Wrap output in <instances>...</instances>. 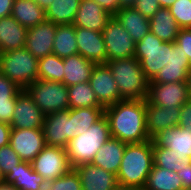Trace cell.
Segmentation results:
<instances>
[{
    "mask_svg": "<svg viewBox=\"0 0 191 190\" xmlns=\"http://www.w3.org/2000/svg\"><path fill=\"white\" fill-rule=\"evenodd\" d=\"M2 181L12 184L18 190H41L46 187L43 177L26 161L20 162L14 170L3 177Z\"/></svg>",
    "mask_w": 191,
    "mask_h": 190,
    "instance_id": "22",
    "label": "cell"
},
{
    "mask_svg": "<svg viewBox=\"0 0 191 190\" xmlns=\"http://www.w3.org/2000/svg\"><path fill=\"white\" fill-rule=\"evenodd\" d=\"M168 9L180 28H191V0H175Z\"/></svg>",
    "mask_w": 191,
    "mask_h": 190,
    "instance_id": "38",
    "label": "cell"
},
{
    "mask_svg": "<svg viewBox=\"0 0 191 190\" xmlns=\"http://www.w3.org/2000/svg\"><path fill=\"white\" fill-rule=\"evenodd\" d=\"M78 54L95 64L107 63V51L102 32L76 27Z\"/></svg>",
    "mask_w": 191,
    "mask_h": 190,
    "instance_id": "17",
    "label": "cell"
},
{
    "mask_svg": "<svg viewBox=\"0 0 191 190\" xmlns=\"http://www.w3.org/2000/svg\"><path fill=\"white\" fill-rule=\"evenodd\" d=\"M137 0H119V8H130L134 7Z\"/></svg>",
    "mask_w": 191,
    "mask_h": 190,
    "instance_id": "47",
    "label": "cell"
},
{
    "mask_svg": "<svg viewBox=\"0 0 191 190\" xmlns=\"http://www.w3.org/2000/svg\"><path fill=\"white\" fill-rule=\"evenodd\" d=\"M114 17L128 31L135 43L139 42L150 31L149 19L134 7L122 8Z\"/></svg>",
    "mask_w": 191,
    "mask_h": 190,
    "instance_id": "26",
    "label": "cell"
},
{
    "mask_svg": "<svg viewBox=\"0 0 191 190\" xmlns=\"http://www.w3.org/2000/svg\"><path fill=\"white\" fill-rule=\"evenodd\" d=\"M153 146L169 148L191 158V131L184 127H172L160 131L153 138Z\"/></svg>",
    "mask_w": 191,
    "mask_h": 190,
    "instance_id": "21",
    "label": "cell"
},
{
    "mask_svg": "<svg viewBox=\"0 0 191 190\" xmlns=\"http://www.w3.org/2000/svg\"><path fill=\"white\" fill-rule=\"evenodd\" d=\"M150 31L164 42H175L180 30L168 8L160 7L149 19Z\"/></svg>",
    "mask_w": 191,
    "mask_h": 190,
    "instance_id": "27",
    "label": "cell"
},
{
    "mask_svg": "<svg viewBox=\"0 0 191 190\" xmlns=\"http://www.w3.org/2000/svg\"><path fill=\"white\" fill-rule=\"evenodd\" d=\"M33 170L46 182L55 180L69 172L71 166L66 148L46 145L31 162Z\"/></svg>",
    "mask_w": 191,
    "mask_h": 190,
    "instance_id": "8",
    "label": "cell"
},
{
    "mask_svg": "<svg viewBox=\"0 0 191 190\" xmlns=\"http://www.w3.org/2000/svg\"><path fill=\"white\" fill-rule=\"evenodd\" d=\"M106 64L112 71L119 94L123 99H146L149 80L135 57L110 60Z\"/></svg>",
    "mask_w": 191,
    "mask_h": 190,
    "instance_id": "3",
    "label": "cell"
},
{
    "mask_svg": "<svg viewBox=\"0 0 191 190\" xmlns=\"http://www.w3.org/2000/svg\"><path fill=\"white\" fill-rule=\"evenodd\" d=\"M114 190H144V188L117 185Z\"/></svg>",
    "mask_w": 191,
    "mask_h": 190,
    "instance_id": "50",
    "label": "cell"
},
{
    "mask_svg": "<svg viewBox=\"0 0 191 190\" xmlns=\"http://www.w3.org/2000/svg\"><path fill=\"white\" fill-rule=\"evenodd\" d=\"M24 90L45 115L69 109L68 89L62 82L37 79Z\"/></svg>",
    "mask_w": 191,
    "mask_h": 190,
    "instance_id": "7",
    "label": "cell"
},
{
    "mask_svg": "<svg viewBox=\"0 0 191 190\" xmlns=\"http://www.w3.org/2000/svg\"><path fill=\"white\" fill-rule=\"evenodd\" d=\"M27 28L12 16L0 18V53L24 48Z\"/></svg>",
    "mask_w": 191,
    "mask_h": 190,
    "instance_id": "24",
    "label": "cell"
},
{
    "mask_svg": "<svg viewBox=\"0 0 191 190\" xmlns=\"http://www.w3.org/2000/svg\"><path fill=\"white\" fill-rule=\"evenodd\" d=\"M114 16L119 10V0H93Z\"/></svg>",
    "mask_w": 191,
    "mask_h": 190,
    "instance_id": "44",
    "label": "cell"
},
{
    "mask_svg": "<svg viewBox=\"0 0 191 190\" xmlns=\"http://www.w3.org/2000/svg\"><path fill=\"white\" fill-rule=\"evenodd\" d=\"M189 99L188 81L148 84L146 103L160 107H181Z\"/></svg>",
    "mask_w": 191,
    "mask_h": 190,
    "instance_id": "11",
    "label": "cell"
},
{
    "mask_svg": "<svg viewBox=\"0 0 191 190\" xmlns=\"http://www.w3.org/2000/svg\"><path fill=\"white\" fill-rule=\"evenodd\" d=\"M178 177L182 180L183 190H191V164L186 165L180 171H177Z\"/></svg>",
    "mask_w": 191,
    "mask_h": 190,
    "instance_id": "43",
    "label": "cell"
},
{
    "mask_svg": "<svg viewBox=\"0 0 191 190\" xmlns=\"http://www.w3.org/2000/svg\"><path fill=\"white\" fill-rule=\"evenodd\" d=\"M188 84H189V97L191 99V71L189 72L188 76Z\"/></svg>",
    "mask_w": 191,
    "mask_h": 190,
    "instance_id": "52",
    "label": "cell"
},
{
    "mask_svg": "<svg viewBox=\"0 0 191 190\" xmlns=\"http://www.w3.org/2000/svg\"><path fill=\"white\" fill-rule=\"evenodd\" d=\"M134 57L145 77L151 81L170 58V42H164L149 31L135 46Z\"/></svg>",
    "mask_w": 191,
    "mask_h": 190,
    "instance_id": "6",
    "label": "cell"
},
{
    "mask_svg": "<svg viewBox=\"0 0 191 190\" xmlns=\"http://www.w3.org/2000/svg\"><path fill=\"white\" fill-rule=\"evenodd\" d=\"M175 0H158L160 7L169 8Z\"/></svg>",
    "mask_w": 191,
    "mask_h": 190,
    "instance_id": "51",
    "label": "cell"
},
{
    "mask_svg": "<svg viewBox=\"0 0 191 190\" xmlns=\"http://www.w3.org/2000/svg\"><path fill=\"white\" fill-rule=\"evenodd\" d=\"M38 6L46 10L50 4L53 2V0H33Z\"/></svg>",
    "mask_w": 191,
    "mask_h": 190,
    "instance_id": "48",
    "label": "cell"
},
{
    "mask_svg": "<svg viewBox=\"0 0 191 190\" xmlns=\"http://www.w3.org/2000/svg\"><path fill=\"white\" fill-rule=\"evenodd\" d=\"M153 162L155 166L177 172L191 164V158L169 148L153 146Z\"/></svg>",
    "mask_w": 191,
    "mask_h": 190,
    "instance_id": "33",
    "label": "cell"
},
{
    "mask_svg": "<svg viewBox=\"0 0 191 190\" xmlns=\"http://www.w3.org/2000/svg\"><path fill=\"white\" fill-rule=\"evenodd\" d=\"M181 107H160L146 103V129L150 139L160 131L179 125Z\"/></svg>",
    "mask_w": 191,
    "mask_h": 190,
    "instance_id": "18",
    "label": "cell"
},
{
    "mask_svg": "<svg viewBox=\"0 0 191 190\" xmlns=\"http://www.w3.org/2000/svg\"><path fill=\"white\" fill-rule=\"evenodd\" d=\"M42 131L46 145L66 148L69 141L75 137L73 109L45 115Z\"/></svg>",
    "mask_w": 191,
    "mask_h": 190,
    "instance_id": "9",
    "label": "cell"
},
{
    "mask_svg": "<svg viewBox=\"0 0 191 190\" xmlns=\"http://www.w3.org/2000/svg\"><path fill=\"white\" fill-rule=\"evenodd\" d=\"M47 190H82L78 173L74 168L59 178L46 182Z\"/></svg>",
    "mask_w": 191,
    "mask_h": 190,
    "instance_id": "37",
    "label": "cell"
},
{
    "mask_svg": "<svg viewBox=\"0 0 191 190\" xmlns=\"http://www.w3.org/2000/svg\"><path fill=\"white\" fill-rule=\"evenodd\" d=\"M63 59L55 54H50L38 60V79L63 82Z\"/></svg>",
    "mask_w": 191,
    "mask_h": 190,
    "instance_id": "35",
    "label": "cell"
},
{
    "mask_svg": "<svg viewBox=\"0 0 191 190\" xmlns=\"http://www.w3.org/2000/svg\"><path fill=\"white\" fill-rule=\"evenodd\" d=\"M69 108L103 107L96 97L89 82L79 83L67 87Z\"/></svg>",
    "mask_w": 191,
    "mask_h": 190,
    "instance_id": "34",
    "label": "cell"
},
{
    "mask_svg": "<svg viewBox=\"0 0 191 190\" xmlns=\"http://www.w3.org/2000/svg\"><path fill=\"white\" fill-rule=\"evenodd\" d=\"M110 135L126 144L150 140L146 129V99H124L104 108Z\"/></svg>",
    "mask_w": 191,
    "mask_h": 190,
    "instance_id": "1",
    "label": "cell"
},
{
    "mask_svg": "<svg viewBox=\"0 0 191 190\" xmlns=\"http://www.w3.org/2000/svg\"><path fill=\"white\" fill-rule=\"evenodd\" d=\"M38 60L25 48L0 53V73L25 89L38 79Z\"/></svg>",
    "mask_w": 191,
    "mask_h": 190,
    "instance_id": "5",
    "label": "cell"
},
{
    "mask_svg": "<svg viewBox=\"0 0 191 190\" xmlns=\"http://www.w3.org/2000/svg\"><path fill=\"white\" fill-rule=\"evenodd\" d=\"M153 140L126 144L121 165L116 174L122 186L144 188L153 166Z\"/></svg>",
    "mask_w": 191,
    "mask_h": 190,
    "instance_id": "2",
    "label": "cell"
},
{
    "mask_svg": "<svg viewBox=\"0 0 191 190\" xmlns=\"http://www.w3.org/2000/svg\"><path fill=\"white\" fill-rule=\"evenodd\" d=\"M103 115L104 107H83L73 109L75 136L86 132Z\"/></svg>",
    "mask_w": 191,
    "mask_h": 190,
    "instance_id": "36",
    "label": "cell"
},
{
    "mask_svg": "<svg viewBox=\"0 0 191 190\" xmlns=\"http://www.w3.org/2000/svg\"><path fill=\"white\" fill-rule=\"evenodd\" d=\"M0 190H18V189L12 184H6L2 181L0 182Z\"/></svg>",
    "mask_w": 191,
    "mask_h": 190,
    "instance_id": "49",
    "label": "cell"
},
{
    "mask_svg": "<svg viewBox=\"0 0 191 190\" xmlns=\"http://www.w3.org/2000/svg\"><path fill=\"white\" fill-rule=\"evenodd\" d=\"M55 32L56 24L49 20L30 27L27 29L24 48L38 59L52 54Z\"/></svg>",
    "mask_w": 191,
    "mask_h": 190,
    "instance_id": "16",
    "label": "cell"
},
{
    "mask_svg": "<svg viewBox=\"0 0 191 190\" xmlns=\"http://www.w3.org/2000/svg\"><path fill=\"white\" fill-rule=\"evenodd\" d=\"M11 16L29 29L46 20V11L33 0H14Z\"/></svg>",
    "mask_w": 191,
    "mask_h": 190,
    "instance_id": "28",
    "label": "cell"
},
{
    "mask_svg": "<svg viewBox=\"0 0 191 190\" xmlns=\"http://www.w3.org/2000/svg\"><path fill=\"white\" fill-rule=\"evenodd\" d=\"M175 42L179 44L191 64V28H180Z\"/></svg>",
    "mask_w": 191,
    "mask_h": 190,
    "instance_id": "41",
    "label": "cell"
},
{
    "mask_svg": "<svg viewBox=\"0 0 191 190\" xmlns=\"http://www.w3.org/2000/svg\"><path fill=\"white\" fill-rule=\"evenodd\" d=\"M64 63V78L63 82L67 87L89 82L91 72L95 63L87 60L80 54L72 55L63 58Z\"/></svg>",
    "mask_w": 191,
    "mask_h": 190,
    "instance_id": "25",
    "label": "cell"
},
{
    "mask_svg": "<svg viewBox=\"0 0 191 190\" xmlns=\"http://www.w3.org/2000/svg\"><path fill=\"white\" fill-rule=\"evenodd\" d=\"M110 137L109 122L103 115L86 132L69 141L66 153L71 166L74 168L83 163H91L97 151Z\"/></svg>",
    "mask_w": 191,
    "mask_h": 190,
    "instance_id": "4",
    "label": "cell"
},
{
    "mask_svg": "<svg viewBox=\"0 0 191 190\" xmlns=\"http://www.w3.org/2000/svg\"><path fill=\"white\" fill-rule=\"evenodd\" d=\"M52 54L62 59L78 54L76 27L73 24L56 25Z\"/></svg>",
    "mask_w": 191,
    "mask_h": 190,
    "instance_id": "29",
    "label": "cell"
},
{
    "mask_svg": "<svg viewBox=\"0 0 191 190\" xmlns=\"http://www.w3.org/2000/svg\"><path fill=\"white\" fill-rule=\"evenodd\" d=\"M2 180H3V178H2V176H1V172H0V182H2Z\"/></svg>",
    "mask_w": 191,
    "mask_h": 190,
    "instance_id": "53",
    "label": "cell"
},
{
    "mask_svg": "<svg viewBox=\"0 0 191 190\" xmlns=\"http://www.w3.org/2000/svg\"><path fill=\"white\" fill-rule=\"evenodd\" d=\"M20 162H22V159L10 144L0 147V172L2 178L11 170H14Z\"/></svg>",
    "mask_w": 191,
    "mask_h": 190,
    "instance_id": "39",
    "label": "cell"
},
{
    "mask_svg": "<svg viewBox=\"0 0 191 190\" xmlns=\"http://www.w3.org/2000/svg\"><path fill=\"white\" fill-rule=\"evenodd\" d=\"M22 89L0 73V121L11 123L16 98Z\"/></svg>",
    "mask_w": 191,
    "mask_h": 190,
    "instance_id": "31",
    "label": "cell"
},
{
    "mask_svg": "<svg viewBox=\"0 0 191 190\" xmlns=\"http://www.w3.org/2000/svg\"><path fill=\"white\" fill-rule=\"evenodd\" d=\"M89 84L96 94L98 102L104 108L124 100L119 94L118 86L107 64H95L91 72Z\"/></svg>",
    "mask_w": 191,
    "mask_h": 190,
    "instance_id": "12",
    "label": "cell"
},
{
    "mask_svg": "<svg viewBox=\"0 0 191 190\" xmlns=\"http://www.w3.org/2000/svg\"><path fill=\"white\" fill-rule=\"evenodd\" d=\"M134 8L150 19L160 8L158 0H137Z\"/></svg>",
    "mask_w": 191,
    "mask_h": 190,
    "instance_id": "40",
    "label": "cell"
},
{
    "mask_svg": "<svg viewBox=\"0 0 191 190\" xmlns=\"http://www.w3.org/2000/svg\"><path fill=\"white\" fill-rule=\"evenodd\" d=\"M112 15L93 0H81L73 25L102 32Z\"/></svg>",
    "mask_w": 191,
    "mask_h": 190,
    "instance_id": "19",
    "label": "cell"
},
{
    "mask_svg": "<svg viewBox=\"0 0 191 190\" xmlns=\"http://www.w3.org/2000/svg\"><path fill=\"white\" fill-rule=\"evenodd\" d=\"M102 34L107 51V61L134 57L136 43L114 16L108 21Z\"/></svg>",
    "mask_w": 191,
    "mask_h": 190,
    "instance_id": "10",
    "label": "cell"
},
{
    "mask_svg": "<svg viewBox=\"0 0 191 190\" xmlns=\"http://www.w3.org/2000/svg\"><path fill=\"white\" fill-rule=\"evenodd\" d=\"M191 64L176 42H170V58L149 83H172L188 81Z\"/></svg>",
    "mask_w": 191,
    "mask_h": 190,
    "instance_id": "15",
    "label": "cell"
},
{
    "mask_svg": "<svg viewBox=\"0 0 191 190\" xmlns=\"http://www.w3.org/2000/svg\"><path fill=\"white\" fill-rule=\"evenodd\" d=\"M10 145L22 161L31 163L46 143L42 129H11Z\"/></svg>",
    "mask_w": 191,
    "mask_h": 190,
    "instance_id": "14",
    "label": "cell"
},
{
    "mask_svg": "<svg viewBox=\"0 0 191 190\" xmlns=\"http://www.w3.org/2000/svg\"><path fill=\"white\" fill-rule=\"evenodd\" d=\"M181 181L176 171L153 164L144 190H183Z\"/></svg>",
    "mask_w": 191,
    "mask_h": 190,
    "instance_id": "30",
    "label": "cell"
},
{
    "mask_svg": "<svg viewBox=\"0 0 191 190\" xmlns=\"http://www.w3.org/2000/svg\"><path fill=\"white\" fill-rule=\"evenodd\" d=\"M74 169L79 175L82 190H114L118 185L115 174L91 163L77 165Z\"/></svg>",
    "mask_w": 191,
    "mask_h": 190,
    "instance_id": "20",
    "label": "cell"
},
{
    "mask_svg": "<svg viewBox=\"0 0 191 190\" xmlns=\"http://www.w3.org/2000/svg\"><path fill=\"white\" fill-rule=\"evenodd\" d=\"M81 0H53L46 11V20L56 25L73 24Z\"/></svg>",
    "mask_w": 191,
    "mask_h": 190,
    "instance_id": "32",
    "label": "cell"
},
{
    "mask_svg": "<svg viewBox=\"0 0 191 190\" xmlns=\"http://www.w3.org/2000/svg\"><path fill=\"white\" fill-rule=\"evenodd\" d=\"M179 127H184L191 131V99L181 106Z\"/></svg>",
    "mask_w": 191,
    "mask_h": 190,
    "instance_id": "42",
    "label": "cell"
},
{
    "mask_svg": "<svg viewBox=\"0 0 191 190\" xmlns=\"http://www.w3.org/2000/svg\"><path fill=\"white\" fill-rule=\"evenodd\" d=\"M14 0H0V18L11 16Z\"/></svg>",
    "mask_w": 191,
    "mask_h": 190,
    "instance_id": "46",
    "label": "cell"
},
{
    "mask_svg": "<svg viewBox=\"0 0 191 190\" xmlns=\"http://www.w3.org/2000/svg\"><path fill=\"white\" fill-rule=\"evenodd\" d=\"M45 114L22 89L18 94L10 123L12 129H42Z\"/></svg>",
    "mask_w": 191,
    "mask_h": 190,
    "instance_id": "13",
    "label": "cell"
},
{
    "mask_svg": "<svg viewBox=\"0 0 191 190\" xmlns=\"http://www.w3.org/2000/svg\"><path fill=\"white\" fill-rule=\"evenodd\" d=\"M10 124L0 121V147L10 144Z\"/></svg>",
    "mask_w": 191,
    "mask_h": 190,
    "instance_id": "45",
    "label": "cell"
},
{
    "mask_svg": "<svg viewBox=\"0 0 191 190\" xmlns=\"http://www.w3.org/2000/svg\"><path fill=\"white\" fill-rule=\"evenodd\" d=\"M126 143L110 137L97 151L91 164L117 174L121 165Z\"/></svg>",
    "mask_w": 191,
    "mask_h": 190,
    "instance_id": "23",
    "label": "cell"
}]
</instances>
